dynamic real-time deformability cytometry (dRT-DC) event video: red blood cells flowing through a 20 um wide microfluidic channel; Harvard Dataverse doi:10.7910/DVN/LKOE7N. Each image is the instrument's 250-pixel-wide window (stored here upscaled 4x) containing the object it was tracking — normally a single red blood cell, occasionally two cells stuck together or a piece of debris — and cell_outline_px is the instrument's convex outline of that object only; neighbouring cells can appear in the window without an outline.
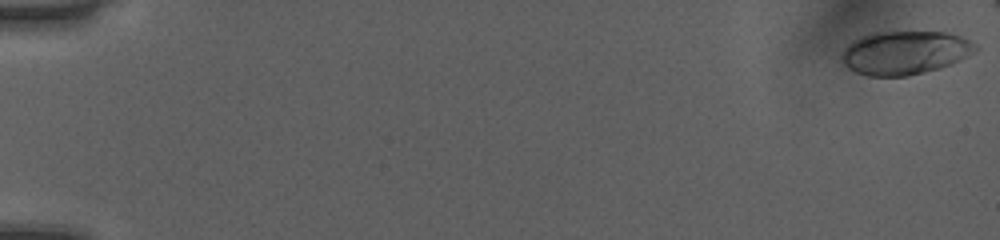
{"species": "human", "species_latin": "Homo sapiens", "temperature_condition": "room temperature", "stored_images_in_passage": 50, "camera_frame_rate_fps": 3000, "um_per_image_px": 0.085, "donor": {"sex": "female"}, "frame": {"image": 1, "passage_image": 1, "time_ms": 0.0, "image_size_px": [1000, 240], "cell_outline_px": [[980, 48], [976, 52], [952, 64], [940, 68], [908, 76], [868, 76], [856, 72], [848, 68], [840, 60], [840, 52], [852, 40], [860, 36], [872, 32], [944, 32], [960, 36], [976, 44]], "centroid_in_image_um": [76.89, 4.48], "position_along_channel_um": 8.1, "area_um2": 34.33}}
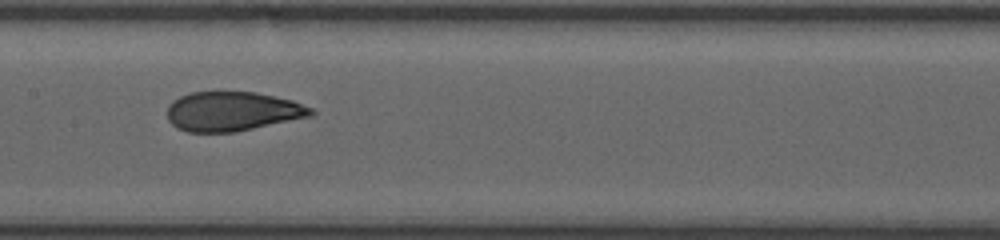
{"frame": {"image": 2, "passage_image": 28, "time_ms": 9.0, "image_size_px": [1000, 240], "cell_outline_px": [[316, 112], [312, 116], [232, 132], [188, 132], [176, 128], [168, 120], [168, 104], [172, 100], [188, 92], [216, 88], [256, 92], [292, 100], [312, 108]], "centroid_in_image_um": [19.7, 9.41], "position_along_channel_um": 187.7, "area_um2": 33.93}}
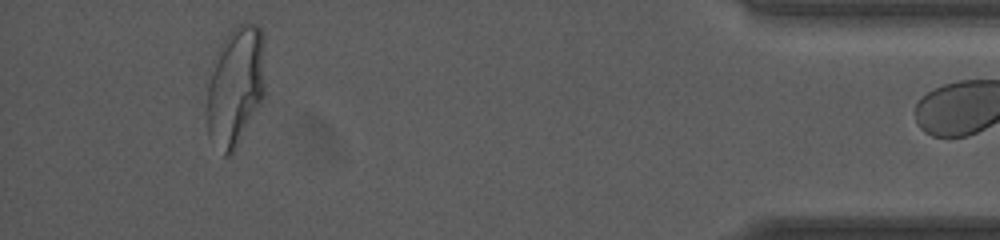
{"frame": {"image": 3, "passage_image": 49, "time_ms": 16.0, "image_size_px": [1000, 240], "cell_outline_px": [[264, 96], [236, 148], [228, 156], [224, 156], [208, 136], [204, 112], [208, 84], [212, 60], [220, 44], [228, 32], [236, 24], [244, 20], [256, 24], [264, 32]], "centroid_in_image_um": [19.98, 7.28], "position_along_channel_um": 415.2, "area_um2": 41.91}}